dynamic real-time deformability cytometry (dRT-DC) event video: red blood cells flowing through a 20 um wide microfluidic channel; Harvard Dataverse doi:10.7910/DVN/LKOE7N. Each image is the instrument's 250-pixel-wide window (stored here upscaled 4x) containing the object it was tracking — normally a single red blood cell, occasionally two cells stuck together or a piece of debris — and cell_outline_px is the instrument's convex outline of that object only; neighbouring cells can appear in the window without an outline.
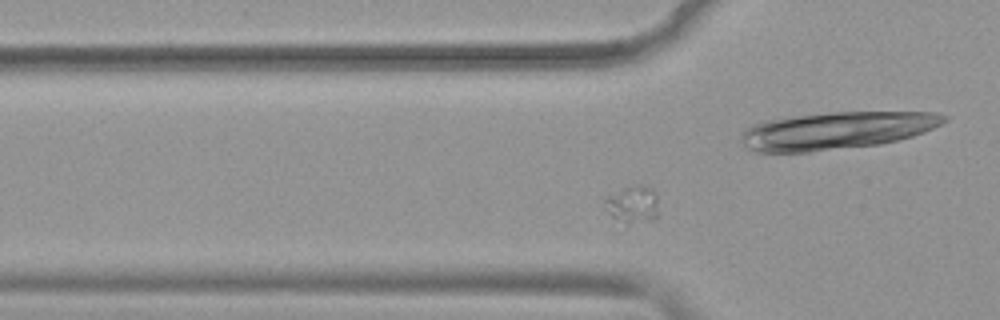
{"species": "common noctule bat (a hibernating species)", "species_latin": "Nyctalus noctula", "temperature_condition": "warm", "stored_images_in_passage": 51, "camera_frame_rate_fps": 3000, "um_per_image_px": 0.085, "animal": {"sex": "female", "body_mass_g": 19.9}, "frame": {"image": 1, "passage_image": 15, "time_ms": 4.667, "image_size_px": [1000, 320], "cell_outline_px": [[656, 220], [624, 220], [612, 216], [608, 212], [604, 200], [608, 196], [620, 188], [632, 184], [636, 184], [652, 188], [656, 192]], "centroid_in_image_um": [53.78, 17.27], "position_along_channel_um": 72.0, "area_um2": 11.1}}
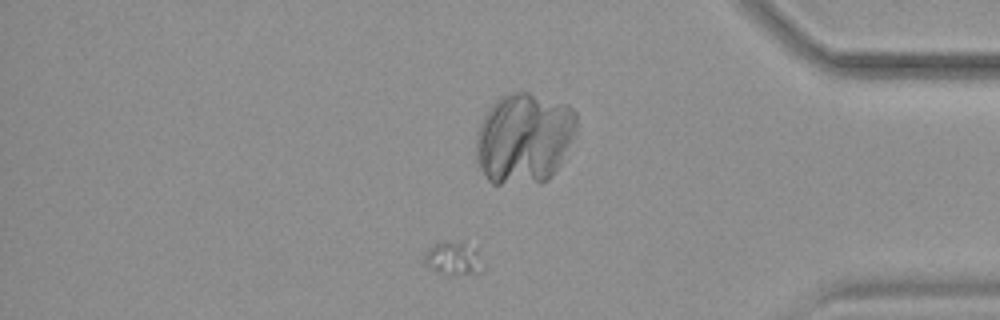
{"frame": {"image": 2, "passage_image": 43, "time_ms": 14.0, "image_size_px": [1000, 320], "cell_outline_px": [[484, 268], [480, 272], [448, 276], [436, 272], [424, 264], [424, 256], [428, 248], [432, 244], [440, 240], [444, 240], [476, 248]], "centroid_in_image_um": [38.48, 21.99], "position_along_channel_um": 396.7, "area_um2": 11.5}}